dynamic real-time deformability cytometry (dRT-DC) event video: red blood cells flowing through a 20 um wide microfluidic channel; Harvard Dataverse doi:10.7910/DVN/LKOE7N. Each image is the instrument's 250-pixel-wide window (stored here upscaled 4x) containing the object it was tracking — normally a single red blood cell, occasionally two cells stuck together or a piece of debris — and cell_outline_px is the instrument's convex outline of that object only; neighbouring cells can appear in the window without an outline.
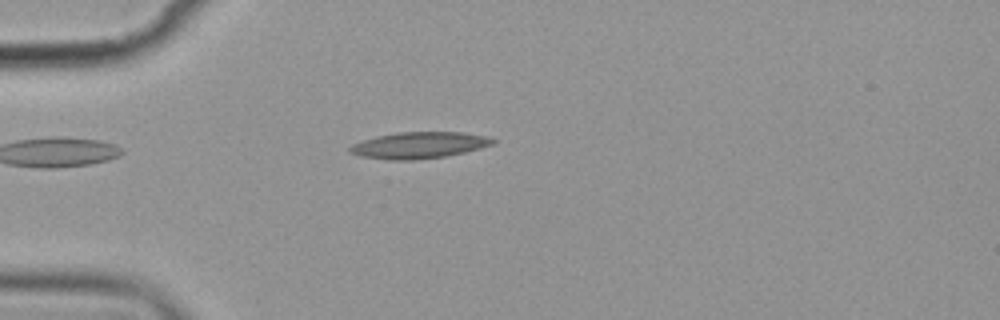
{"species": "common noctule bat (a hibernating species)", "species_latin": "Nyctalus noctula", "temperature_condition": "cold", "stored_images_in_passage": 2, "camera_frame_rate_fps": 3000, "um_per_image_px": 0.085, "animal": {"sex": "female", "body_mass_g": 19.9}, "frame": {"image": 1, "passage_image": 2, "time_ms": 1.0, "image_size_px": [1000, 320], "cell_outline_px": [[496, 140], [492, 144], [480, 148], [464, 152], [444, 156], [412, 160], [388, 160], [360, 156], [348, 152], [348, 148], [352, 144], [376, 136], [396, 132], [460, 132], [488, 136]], "centroid_in_image_um": [35.58, 12.34], "position_along_channel_um": 49.4, "area_um2": 21.96}}